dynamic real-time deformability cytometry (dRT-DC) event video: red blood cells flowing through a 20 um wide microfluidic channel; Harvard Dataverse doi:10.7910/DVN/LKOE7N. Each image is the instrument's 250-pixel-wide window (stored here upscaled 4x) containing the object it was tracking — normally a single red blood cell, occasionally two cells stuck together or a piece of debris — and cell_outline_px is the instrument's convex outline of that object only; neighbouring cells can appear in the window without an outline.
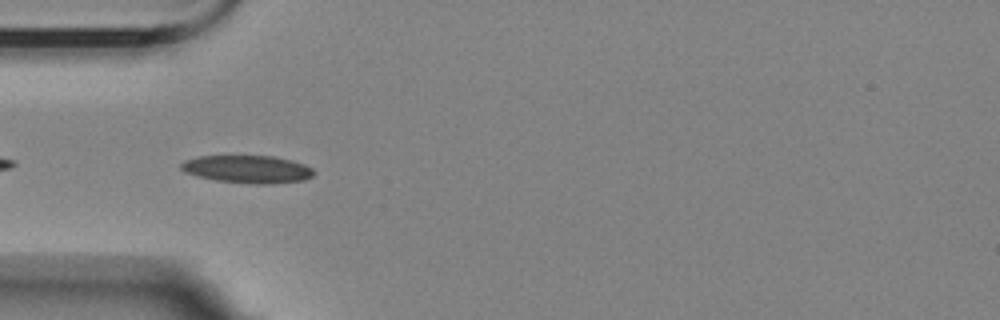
{"species": "Egyptian fruit bat (a non-hibernating species)", "species_latin": "Rousettus aegyptiacus", "temperature_condition": "room temperature", "stored_images_in_passage": 42, "camera_frame_rate_fps": 3000, "um_per_image_px": 0.085, "animal": {"sex": "female"}, "frame": {"image": 1, "passage_image": 3, "time_ms": 0.667, "image_size_px": [1000, 320], "cell_outline_px": [[316, 172], [312, 176], [304, 180], [272, 184], [256, 184], [216, 180], [196, 176], [184, 172], [180, 168], [180, 164], [184, 160], [200, 156], [272, 156], [292, 160], [304, 164], [312, 168]], "centroid_in_image_um": [21.04, 14.38], "position_along_channel_um": 64.0, "area_um2": 21.5}}
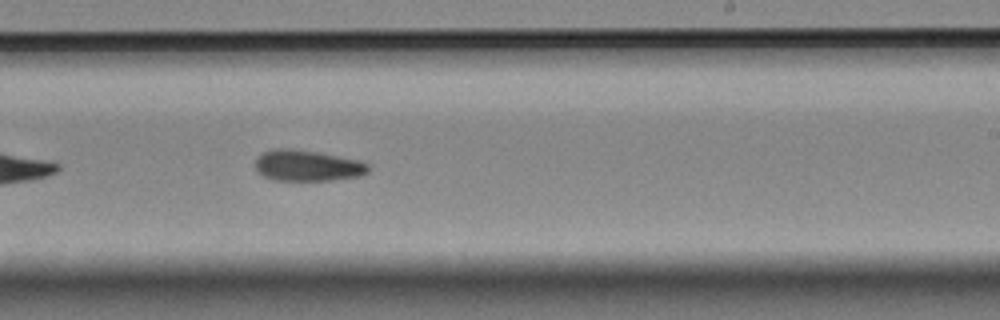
{"frame": {"image": 2, "passage_image": 20, "time_ms": 6.333, "image_size_px": [1000, 320], "cell_outline_px": [[368, 172], [360, 176], [332, 180], [276, 180], [264, 176], [256, 168], [256, 156], [260, 152], [272, 148], [292, 148], [316, 152], [356, 160], [368, 164]], "centroid_in_image_um": [26.07, 14.06], "position_along_channel_um": 262.9, "area_um2": 20.29}}
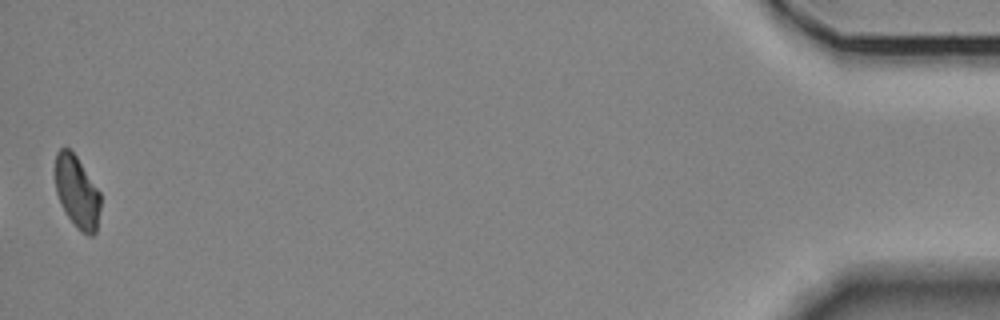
{"frame": {"image": 3, "passage_image": 42, "time_ms": 13.667, "image_size_px": [1000, 320], "cell_outline_px": [[100, 208], [96, 232], [92, 236], [88, 236], [80, 232], [76, 228], [68, 216], [56, 192], [56, 152], [60, 148], [68, 148], [76, 156], [100, 192]], "centroid_in_image_um": [6.56, 16.35], "position_along_channel_um": 428.6, "area_um2": 18.79}, "authors_computed_cell_mechanics": {"area_um2": 20.3745, "velocity_mm_per_s": 3.5073, "shape_relaxation_time_tau1_ms": 4.4216, "shape_relaxation_time_tau2_ms": 5.339, "deformation_change_tau1": 0.1203, "deformation_change_tau2": 0.1134}}